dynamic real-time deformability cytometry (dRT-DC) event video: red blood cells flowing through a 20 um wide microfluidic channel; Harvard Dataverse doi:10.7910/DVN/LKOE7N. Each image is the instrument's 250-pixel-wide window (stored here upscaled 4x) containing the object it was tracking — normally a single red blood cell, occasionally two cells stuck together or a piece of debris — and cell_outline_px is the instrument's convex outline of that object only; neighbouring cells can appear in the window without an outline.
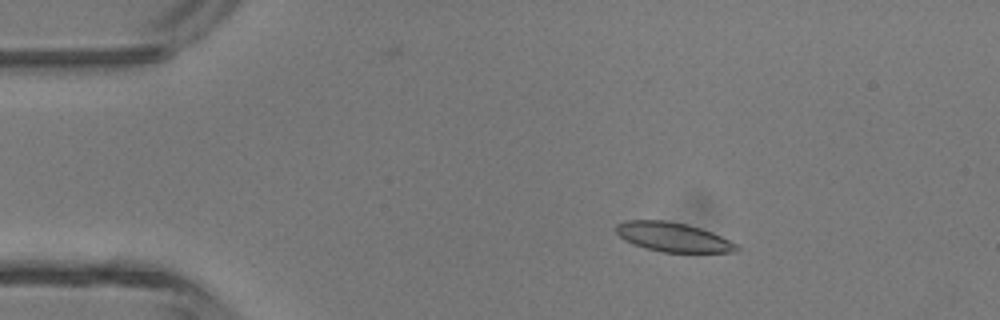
{"species": "common noctule bat (a hibernating species)", "species_latin": "Nyctalus noctula", "temperature_condition": "room temperature", "stored_images_in_passage": 40, "camera_frame_rate_fps": 3000, "um_per_image_px": 0.085, "animal": {"sex": "male", "body_mass_g": 13.3}, "frame": {"image": 1, "passage_image": 1, "time_ms": 0.0, "image_size_px": [1000, 320], "cell_outline_px": [[740, 248], [736, 252], [660, 252], [644, 248], [632, 244], [624, 240], [616, 232], [616, 224], [624, 220], [664, 220], [688, 224], [712, 232], [736, 244]], "centroid_in_image_um": [57.17, 20.15], "position_along_channel_um": 27.8, "area_um2": 20.63}}
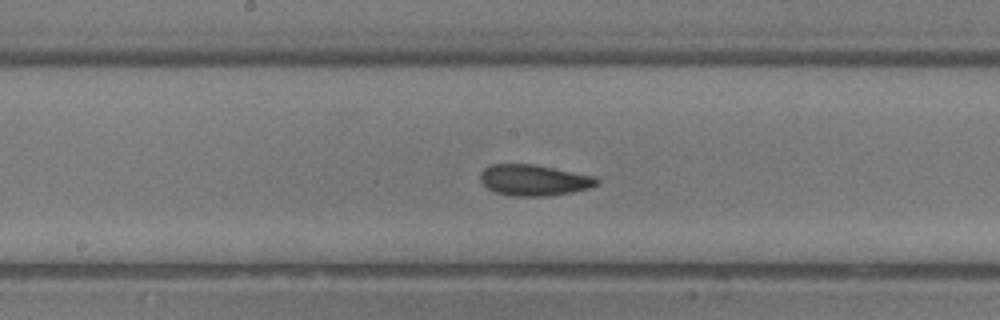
{"frame": {"image": 2, "passage_image": 17, "time_ms": 5.333, "image_size_px": [1000, 320], "cell_outline_px": [[600, 184], [588, 188], [572, 192], [548, 196], [512, 196], [496, 192], [488, 188], [480, 180], [480, 172], [484, 168], [492, 164], [532, 164], [596, 176], [600, 180]], "centroid_in_image_um": [45.41, 15.31], "position_along_channel_um": 202.8, "area_um2": 21.1}}
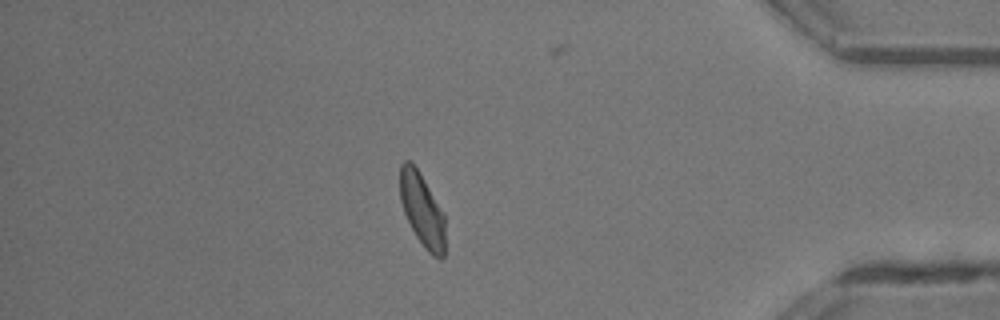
{"frame": {"image": 3, "passage_image": 33, "time_ms": 10.667, "image_size_px": [1000, 320], "cell_outline_px": [[444, 256], [440, 260], [432, 256], [424, 248], [416, 236], [404, 212], [400, 200], [400, 164], [404, 160], [408, 160], [420, 172], [444, 212]], "centroid_in_image_um": [35.88, 17.84], "position_along_channel_um": 399.3, "area_um2": 19.31}, "authors_computed_cell_mechanics": {"area_um2": 20.7502, "velocity_mm_per_s": 4.4353, "shape_relaxation_time_tau1_ms": 3.5069, "shape_relaxation_time_tau2_ms": 2.0774, "deformation_change_tau1": 0.1087, "deformation_change_tau2": 0.0779}}